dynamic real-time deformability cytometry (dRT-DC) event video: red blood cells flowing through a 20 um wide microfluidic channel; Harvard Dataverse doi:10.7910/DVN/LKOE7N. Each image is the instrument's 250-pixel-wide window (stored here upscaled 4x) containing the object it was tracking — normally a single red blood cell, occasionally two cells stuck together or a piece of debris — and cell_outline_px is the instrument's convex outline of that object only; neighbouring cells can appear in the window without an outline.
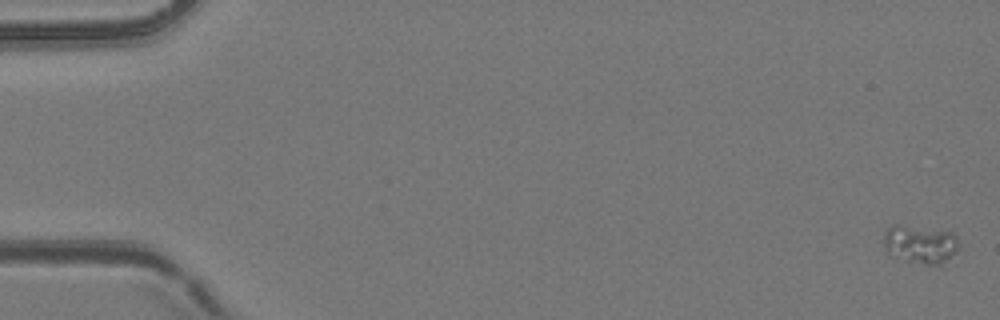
{"species": "common noctule bat (a hibernating species)", "species_latin": "Nyctalus noctula", "temperature_condition": "room temperature", "stored_images_in_passage": 4, "camera_frame_rate_fps": 3000, "um_per_image_px": 0.085, "animal": {"sex": "female", "body_mass_g": 24.6, "forearm_length_mm": 56.2}, "frame": {"image": 1, "passage_image": 1, "time_ms": 0.0, "image_size_px": [1000, 320], "cell_outline_px": [[960, 248], [956, 264], [940, 268], [896, 260], [888, 256], [884, 248], [884, 232], [892, 224], [896, 224], [952, 232], [956, 236], [960, 244]], "centroid_in_image_um": [78.34, 20.89], "position_along_channel_um": 6.7, "area_um2": 18.67}}